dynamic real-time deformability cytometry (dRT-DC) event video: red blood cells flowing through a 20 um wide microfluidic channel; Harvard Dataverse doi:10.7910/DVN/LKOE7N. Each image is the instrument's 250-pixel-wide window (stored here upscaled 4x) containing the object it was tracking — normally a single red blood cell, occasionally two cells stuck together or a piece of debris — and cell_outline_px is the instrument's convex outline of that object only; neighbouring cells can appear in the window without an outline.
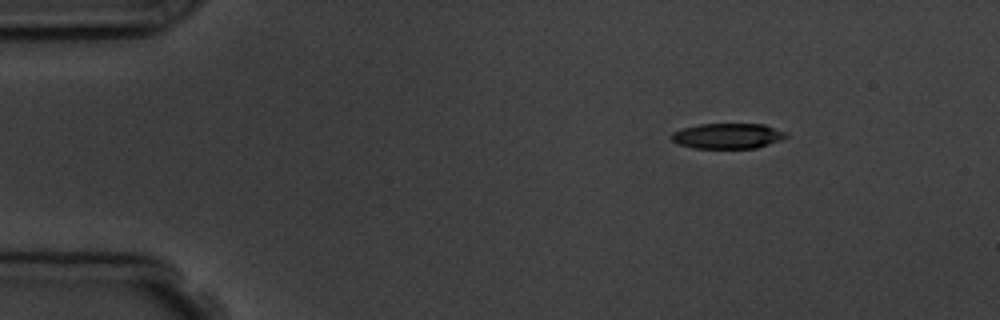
{"species": "common noctule bat (a hibernating species)", "species_latin": "Nyctalus noctula", "temperature_condition": "room temperature", "stored_images_in_passage": 4, "camera_frame_rate_fps": 3000, "um_per_image_px": 0.085, "animal": {"sex": "male", "body_mass_g": 19.5, "forearm_length_mm": 54.6}, "frame": {"image": 1, "passage_image": 1, "time_ms": 0.0, "image_size_px": [1000, 320], "cell_outline_px": [[788, 136], [780, 140], [756, 148], [692, 148], [680, 144], [672, 140], [672, 132], [684, 128], [700, 124], [764, 124], [784, 132]], "centroid_in_image_um": [61.84, 11.56], "position_along_channel_um": 23.2, "area_um2": 16.7}}
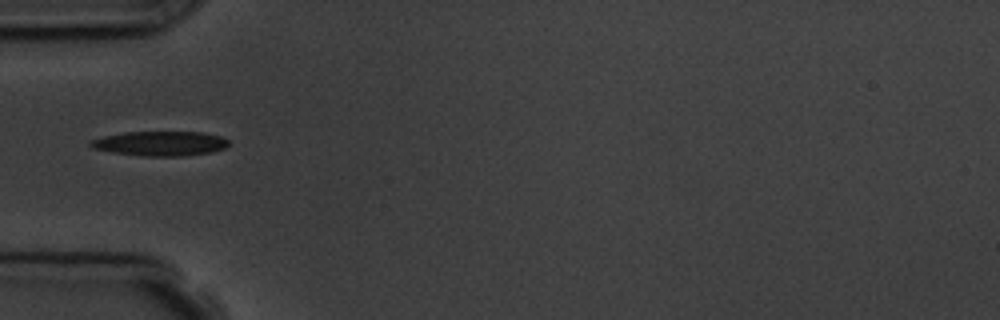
{"frame": {"image": 2, "passage_image": 4, "time_ms": 3.333, "image_size_px": [1000, 320], "cell_outline_px": [[228, 144], [224, 148], [212, 152], [184, 156], [144, 156], [112, 152], [92, 148], [88, 144], [88, 140], [104, 136], [124, 132], [200, 132], [220, 136], [228, 140]], "centroid_in_image_um": [13.58, 12.2], "position_along_channel_um": 71.4, "area_um2": 19.83}}